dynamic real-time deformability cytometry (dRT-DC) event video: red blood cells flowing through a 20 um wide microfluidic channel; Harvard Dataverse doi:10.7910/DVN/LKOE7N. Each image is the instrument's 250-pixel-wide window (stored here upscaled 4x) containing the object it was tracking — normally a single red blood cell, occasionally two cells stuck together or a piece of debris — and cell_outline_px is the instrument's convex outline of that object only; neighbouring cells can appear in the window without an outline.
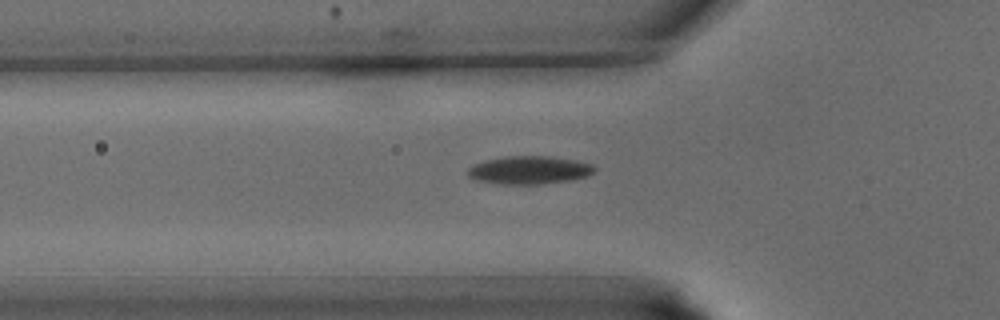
{"species": "common noctule bat (a hibernating species)", "species_latin": "Nyctalus noctula", "temperature_condition": "warm", "stored_images_in_passage": 23, "camera_frame_rate_fps": 3000, "um_per_image_px": 0.085, "animal": {"sex": "male", "body_mass_g": 15.6}, "frame": {"image": 1, "passage_image": 3, "time_ms": 0.667, "image_size_px": [1000, 320], "cell_outline_px": [[596, 168], [588, 176], [572, 180], [540, 184], [504, 184], [480, 180], [468, 176], [468, 168], [472, 164], [488, 160], [508, 156], [548, 156], [576, 160], [592, 164]], "centroid_in_image_um": [45.03, 14.45], "position_along_channel_um": 80.8, "area_um2": 20.52}}
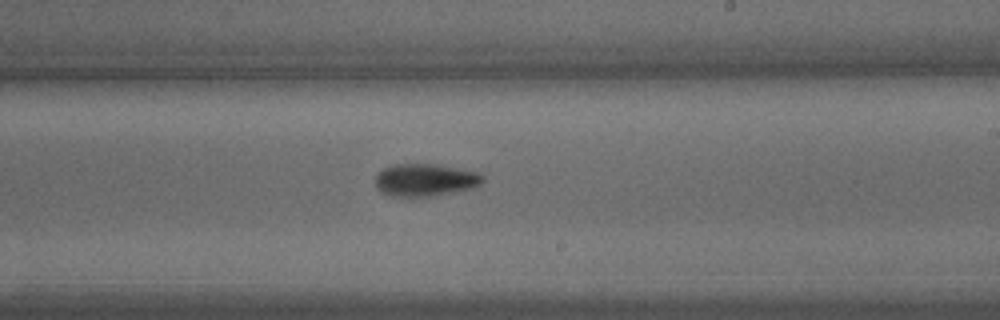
{"frame": {"image": 2, "passage_image": 13, "time_ms": 4.0, "image_size_px": [1000, 320], "cell_outline_px": [[484, 180], [476, 188], [428, 196], [392, 196], [376, 188], [376, 176], [384, 168], [392, 164], [436, 164], [480, 172], [484, 176]], "centroid_in_image_um": [36.19, 15.28], "position_along_channel_um": 252.8, "area_um2": 20.29}}
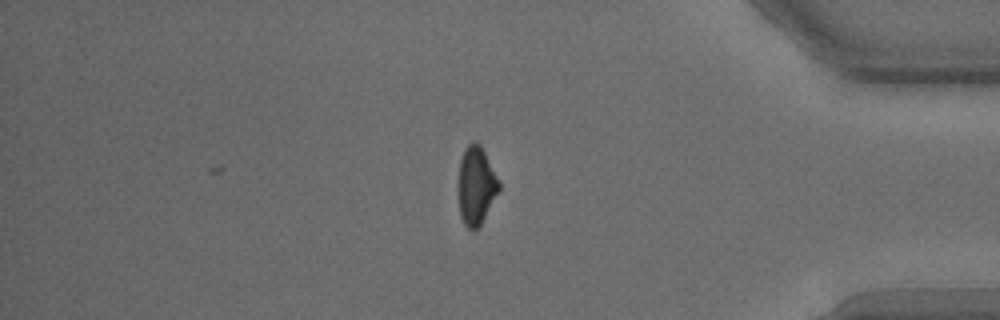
{"frame": {"image": 3, "passage_image": 23, "time_ms": 7.333, "image_size_px": [1000, 320], "cell_outline_px": [[500, 188], [480, 224], [472, 232], [464, 224], [460, 216], [460, 160], [464, 148], [468, 144], [480, 144], [500, 180]], "centroid_in_image_um": [40.49, 15.77], "position_along_channel_um": 394.7, "area_um2": 17.92}}